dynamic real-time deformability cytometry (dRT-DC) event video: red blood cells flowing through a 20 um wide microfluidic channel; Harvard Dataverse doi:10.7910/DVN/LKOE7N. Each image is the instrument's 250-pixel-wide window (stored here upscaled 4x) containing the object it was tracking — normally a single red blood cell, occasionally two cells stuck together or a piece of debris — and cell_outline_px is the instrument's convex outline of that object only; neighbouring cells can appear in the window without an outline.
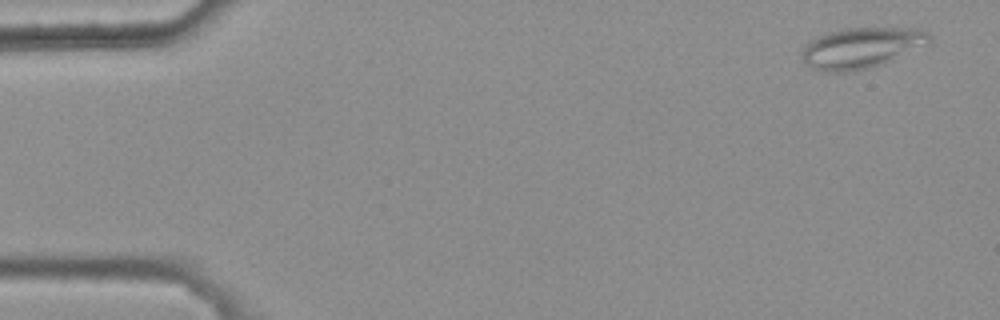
{"species": "common noctule bat (a hibernating species)", "species_latin": "Nyctalus noctula", "temperature_condition": "warm", "stored_images_in_passage": 4, "camera_frame_rate_fps": 3000, "um_per_image_px": 0.085, "animal": {"sex": "female", "body_mass_g": 25.1}, "frame": {"image": 1, "passage_image": 1, "time_ms": 0.0, "image_size_px": [1000, 320], "cell_outline_px": [[932, 40], [928, 44], [884, 64], [872, 68], [852, 72], [820, 72], [804, 64], [800, 56], [800, 52], [804, 44], [816, 36], [824, 32], [840, 28], [920, 28], [928, 32], [932, 36]], "centroid_in_image_um": [73.17, 4.07], "position_along_channel_um": 11.8, "area_um2": 31.27}}